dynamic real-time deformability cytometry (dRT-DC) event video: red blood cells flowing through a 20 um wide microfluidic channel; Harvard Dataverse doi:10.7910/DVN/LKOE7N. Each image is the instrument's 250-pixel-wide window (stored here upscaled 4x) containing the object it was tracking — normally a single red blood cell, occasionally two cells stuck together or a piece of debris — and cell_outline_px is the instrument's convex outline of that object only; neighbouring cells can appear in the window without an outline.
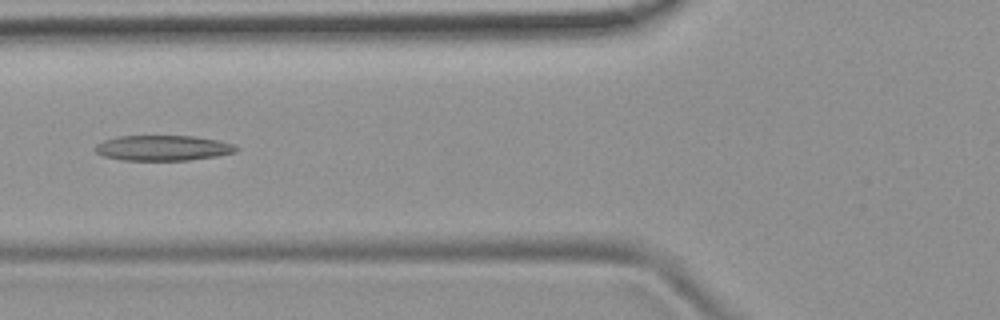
{"species": "common noctule bat (a hibernating species)", "species_latin": "Nyctalus noctula", "temperature_condition": "room temperature", "stored_images_in_passage": 3, "camera_frame_rate_fps": 3000, "um_per_image_px": 0.085, "animal": {"sex": "female", "body_mass_g": 19.9}, "frame": {"image": 1, "passage_image": 3, "time_ms": 3.333, "image_size_px": [1000, 320], "cell_outline_px": [[240, 148], [236, 152], [216, 156], [188, 160], [120, 160], [104, 156], [96, 152], [92, 148], [96, 144], [104, 140], [120, 136], [192, 136], [216, 140], [232, 144]], "centroid_in_image_um": [13.81, 12.58], "position_along_channel_um": 112.0, "area_um2": 20.75}}